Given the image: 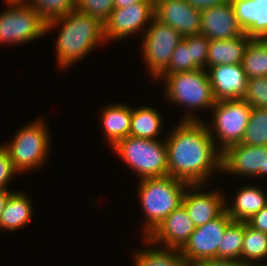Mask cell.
Wrapping results in <instances>:
<instances>
[{
  "label": "cell",
  "instance_id": "cell-1",
  "mask_svg": "<svg viewBox=\"0 0 267 266\" xmlns=\"http://www.w3.org/2000/svg\"><path fill=\"white\" fill-rule=\"evenodd\" d=\"M177 123L165 137L168 176L190 185H205L210 176L221 173L222 152L215 146L204 119Z\"/></svg>",
  "mask_w": 267,
  "mask_h": 266
},
{
  "label": "cell",
  "instance_id": "cell-2",
  "mask_svg": "<svg viewBox=\"0 0 267 266\" xmlns=\"http://www.w3.org/2000/svg\"><path fill=\"white\" fill-rule=\"evenodd\" d=\"M56 27L61 28L55 41L56 61L63 69L86 58L93 49L106 42L103 22L76 8L46 22V33L56 30Z\"/></svg>",
  "mask_w": 267,
  "mask_h": 266
},
{
  "label": "cell",
  "instance_id": "cell-3",
  "mask_svg": "<svg viewBox=\"0 0 267 266\" xmlns=\"http://www.w3.org/2000/svg\"><path fill=\"white\" fill-rule=\"evenodd\" d=\"M161 79L165 84L164 93L169 104L181 105L188 109L185 110L186 114L181 121H201L196 111H202L204 108L211 110L216 103L206 69L160 75L156 80Z\"/></svg>",
  "mask_w": 267,
  "mask_h": 266
},
{
  "label": "cell",
  "instance_id": "cell-4",
  "mask_svg": "<svg viewBox=\"0 0 267 266\" xmlns=\"http://www.w3.org/2000/svg\"><path fill=\"white\" fill-rule=\"evenodd\" d=\"M190 184L171 176L139 180L138 196L146 216L142 229L146 238L169 214L182 204Z\"/></svg>",
  "mask_w": 267,
  "mask_h": 266
},
{
  "label": "cell",
  "instance_id": "cell-5",
  "mask_svg": "<svg viewBox=\"0 0 267 266\" xmlns=\"http://www.w3.org/2000/svg\"><path fill=\"white\" fill-rule=\"evenodd\" d=\"M143 139L128 136L111 149L138 176V180L168 176L165 139Z\"/></svg>",
  "mask_w": 267,
  "mask_h": 266
},
{
  "label": "cell",
  "instance_id": "cell-6",
  "mask_svg": "<svg viewBox=\"0 0 267 266\" xmlns=\"http://www.w3.org/2000/svg\"><path fill=\"white\" fill-rule=\"evenodd\" d=\"M41 118L17 129L9 143H1L7 150L14 168L19 174L34 171L47 162L51 144L50 130Z\"/></svg>",
  "mask_w": 267,
  "mask_h": 266
},
{
  "label": "cell",
  "instance_id": "cell-7",
  "mask_svg": "<svg viewBox=\"0 0 267 266\" xmlns=\"http://www.w3.org/2000/svg\"><path fill=\"white\" fill-rule=\"evenodd\" d=\"M251 111L252 107L243 99L216 101L210 110L213 117L211 126L209 121L206 126L221 152L231 145L241 143Z\"/></svg>",
  "mask_w": 267,
  "mask_h": 266
},
{
  "label": "cell",
  "instance_id": "cell-8",
  "mask_svg": "<svg viewBox=\"0 0 267 266\" xmlns=\"http://www.w3.org/2000/svg\"><path fill=\"white\" fill-rule=\"evenodd\" d=\"M0 12V44L21 45L45 36L46 21L25 1L5 2Z\"/></svg>",
  "mask_w": 267,
  "mask_h": 266
},
{
  "label": "cell",
  "instance_id": "cell-9",
  "mask_svg": "<svg viewBox=\"0 0 267 266\" xmlns=\"http://www.w3.org/2000/svg\"><path fill=\"white\" fill-rule=\"evenodd\" d=\"M150 25V26H149ZM143 34L141 50L151 78L156 79L167 69L179 42L180 33L155 17Z\"/></svg>",
  "mask_w": 267,
  "mask_h": 266
},
{
  "label": "cell",
  "instance_id": "cell-10",
  "mask_svg": "<svg viewBox=\"0 0 267 266\" xmlns=\"http://www.w3.org/2000/svg\"><path fill=\"white\" fill-rule=\"evenodd\" d=\"M155 2H139L125 8H114L104 21V36L106 43L112 40H122L143 33L155 17ZM144 28V29H143Z\"/></svg>",
  "mask_w": 267,
  "mask_h": 266
},
{
  "label": "cell",
  "instance_id": "cell-11",
  "mask_svg": "<svg viewBox=\"0 0 267 266\" xmlns=\"http://www.w3.org/2000/svg\"><path fill=\"white\" fill-rule=\"evenodd\" d=\"M232 221L227 212L224 211L216 219L196 227L189 240L180 249L183 258L188 264L191 265L201 260L217 258L224 231Z\"/></svg>",
  "mask_w": 267,
  "mask_h": 266
},
{
  "label": "cell",
  "instance_id": "cell-12",
  "mask_svg": "<svg viewBox=\"0 0 267 266\" xmlns=\"http://www.w3.org/2000/svg\"><path fill=\"white\" fill-rule=\"evenodd\" d=\"M221 172L240 177L267 176V146L237 143L222 152Z\"/></svg>",
  "mask_w": 267,
  "mask_h": 266
},
{
  "label": "cell",
  "instance_id": "cell-13",
  "mask_svg": "<svg viewBox=\"0 0 267 266\" xmlns=\"http://www.w3.org/2000/svg\"><path fill=\"white\" fill-rule=\"evenodd\" d=\"M155 18L176 29L182 37L200 34L201 10L186 0H155Z\"/></svg>",
  "mask_w": 267,
  "mask_h": 266
},
{
  "label": "cell",
  "instance_id": "cell-14",
  "mask_svg": "<svg viewBox=\"0 0 267 266\" xmlns=\"http://www.w3.org/2000/svg\"><path fill=\"white\" fill-rule=\"evenodd\" d=\"M204 186L200 184L189 185L182 200V205L195 227L205 225L225 211L226 196L218 190L203 193L200 188Z\"/></svg>",
  "mask_w": 267,
  "mask_h": 266
},
{
  "label": "cell",
  "instance_id": "cell-15",
  "mask_svg": "<svg viewBox=\"0 0 267 266\" xmlns=\"http://www.w3.org/2000/svg\"><path fill=\"white\" fill-rule=\"evenodd\" d=\"M195 226L181 204L169 214L146 239L164 248L181 249L189 240Z\"/></svg>",
  "mask_w": 267,
  "mask_h": 266
},
{
  "label": "cell",
  "instance_id": "cell-16",
  "mask_svg": "<svg viewBox=\"0 0 267 266\" xmlns=\"http://www.w3.org/2000/svg\"><path fill=\"white\" fill-rule=\"evenodd\" d=\"M209 42L202 34L183 37L174 50L167 69L161 75L196 69L207 70Z\"/></svg>",
  "mask_w": 267,
  "mask_h": 266
},
{
  "label": "cell",
  "instance_id": "cell-17",
  "mask_svg": "<svg viewBox=\"0 0 267 266\" xmlns=\"http://www.w3.org/2000/svg\"><path fill=\"white\" fill-rule=\"evenodd\" d=\"M244 33L230 1L201 10L200 34L209 40L232 39Z\"/></svg>",
  "mask_w": 267,
  "mask_h": 266
},
{
  "label": "cell",
  "instance_id": "cell-18",
  "mask_svg": "<svg viewBox=\"0 0 267 266\" xmlns=\"http://www.w3.org/2000/svg\"><path fill=\"white\" fill-rule=\"evenodd\" d=\"M207 72L216 101L243 98L248 79L242 63L211 66Z\"/></svg>",
  "mask_w": 267,
  "mask_h": 266
},
{
  "label": "cell",
  "instance_id": "cell-19",
  "mask_svg": "<svg viewBox=\"0 0 267 266\" xmlns=\"http://www.w3.org/2000/svg\"><path fill=\"white\" fill-rule=\"evenodd\" d=\"M235 17L252 39H267V0H230Z\"/></svg>",
  "mask_w": 267,
  "mask_h": 266
},
{
  "label": "cell",
  "instance_id": "cell-20",
  "mask_svg": "<svg viewBox=\"0 0 267 266\" xmlns=\"http://www.w3.org/2000/svg\"><path fill=\"white\" fill-rule=\"evenodd\" d=\"M260 188L252 184L243 186L236 192L231 204L225 202V211L233 221L247 222L267 205V194Z\"/></svg>",
  "mask_w": 267,
  "mask_h": 266
},
{
  "label": "cell",
  "instance_id": "cell-21",
  "mask_svg": "<svg viewBox=\"0 0 267 266\" xmlns=\"http://www.w3.org/2000/svg\"><path fill=\"white\" fill-rule=\"evenodd\" d=\"M104 137L112 148L119 140L129 136L132 107L123 103H111L100 113Z\"/></svg>",
  "mask_w": 267,
  "mask_h": 266
},
{
  "label": "cell",
  "instance_id": "cell-22",
  "mask_svg": "<svg viewBox=\"0 0 267 266\" xmlns=\"http://www.w3.org/2000/svg\"><path fill=\"white\" fill-rule=\"evenodd\" d=\"M252 38L245 33L232 39L210 40L208 45L207 69L216 65L242 63L245 50Z\"/></svg>",
  "mask_w": 267,
  "mask_h": 266
},
{
  "label": "cell",
  "instance_id": "cell-23",
  "mask_svg": "<svg viewBox=\"0 0 267 266\" xmlns=\"http://www.w3.org/2000/svg\"><path fill=\"white\" fill-rule=\"evenodd\" d=\"M24 193L14 191L8 198L5 208L0 215V229L15 231L27 226L33 213V203Z\"/></svg>",
  "mask_w": 267,
  "mask_h": 266
},
{
  "label": "cell",
  "instance_id": "cell-24",
  "mask_svg": "<svg viewBox=\"0 0 267 266\" xmlns=\"http://www.w3.org/2000/svg\"><path fill=\"white\" fill-rule=\"evenodd\" d=\"M163 115L152 106L132 108L129 136L143 139H159L164 124Z\"/></svg>",
  "mask_w": 267,
  "mask_h": 266
},
{
  "label": "cell",
  "instance_id": "cell-25",
  "mask_svg": "<svg viewBox=\"0 0 267 266\" xmlns=\"http://www.w3.org/2000/svg\"><path fill=\"white\" fill-rule=\"evenodd\" d=\"M143 240H145V244H149L152 248H144L137 250L136 253L133 252L134 266H189L180 249L155 247L146 238Z\"/></svg>",
  "mask_w": 267,
  "mask_h": 266
},
{
  "label": "cell",
  "instance_id": "cell-26",
  "mask_svg": "<svg viewBox=\"0 0 267 266\" xmlns=\"http://www.w3.org/2000/svg\"><path fill=\"white\" fill-rule=\"evenodd\" d=\"M267 260V234L255 230L245 222L241 261L247 266H263Z\"/></svg>",
  "mask_w": 267,
  "mask_h": 266
},
{
  "label": "cell",
  "instance_id": "cell-27",
  "mask_svg": "<svg viewBox=\"0 0 267 266\" xmlns=\"http://www.w3.org/2000/svg\"><path fill=\"white\" fill-rule=\"evenodd\" d=\"M242 66L247 79L267 77V39H252L245 50Z\"/></svg>",
  "mask_w": 267,
  "mask_h": 266
},
{
  "label": "cell",
  "instance_id": "cell-28",
  "mask_svg": "<svg viewBox=\"0 0 267 266\" xmlns=\"http://www.w3.org/2000/svg\"><path fill=\"white\" fill-rule=\"evenodd\" d=\"M245 232V222L232 221L225 229L220 242L217 258L241 261V250Z\"/></svg>",
  "mask_w": 267,
  "mask_h": 266
},
{
  "label": "cell",
  "instance_id": "cell-29",
  "mask_svg": "<svg viewBox=\"0 0 267 266\" xmlns=\"http://www.w3.org/2000/svg\"><path fill=\"white\" fill-rule=\"evenodd\" d=\"M241 143L267 146V108H252Z\"/></svg>",
  "mask_w": 267,
  "mask_h": 266
},
{
  "label": "cell",
  "instance_id": "cell-30",
  "mask_svg": "<svg viewBox=\"0 0 267 266\" xmlns=\"http://www.w3.org/2000/svg\"><path fill=\"white\" fill-rule=\"evenodd\" d=\"M46 21L66 15L76 8V0H25Z\"/></svg>",
  "mask_w": 267,
  "mask_h": 266
},
{
  "label": "cell",
  "instance_id": "cell-31",
  "mask_svg": "<svg viewBox=\"0 0 267 266\" xmlns=\"http://www.w3.org/2000/svg\"><path fill=\"white\" fill-rule=\"evenodd\" d=\"M242 99L252 108H267V77L248 79Z\"/></svg>",
  "mask_w": 267,
  "mask_h": 266
},
{
  "label": "cell",
  "instance_id": "cell-32",
  "mask_svg": "<svg viewBox=\"0 0 267 266\" xmlns=\"http://www.w3.org/2000/svg\"><path fill=\"white\" fill-rule=\"evenodd\" d=\"M76 9L104 23L114 9V0H76Z\"/></svg>",
  "mask_w": 267,
  "mask_h": 266
},
{
  "label": "cell",
  "instance_id": "cell-33",
  "mask_svg": "<svg viewBox=\"0 0 267 266\" xmlns=\"http://www.w3.org/2000/svg\"><path fill=\"white\" fill-rule=\"evenodd\" d=\"M16 174L19 172L14 168L7 150L0 144V190H8V183Z\"/></svg>",
  "mask_w": 267,
  "mask_h": 266
},
{
  "label": "cell",
  "instance_id": "cell-34",
  "mask_svg": "<svg viewBox=\"0 0 267 266\" xmlns=\"http://www.w3.org/2000/svg\"><path fill=\"white\" fill-rule=\"evenodd\" d=\"M246 223L253 229L267 234V205L253 215Z\"/></svg>",
  "mask_w": 267,
  "mask_h": 266
},
{
  "label": "cell",
  "instance_id": "cell-35",
  "mask_svg": "<svg viewBox=\"0 0 267 266\" xmlns=\"http://www.w3.org/2000/svg\"><path fill=\"white\" fill-rule=\"evenodd\" d=\"M189 266H247V265L240 260L213 258V259L201 260Z\"/></svg>",
  "mask_w": 267,
  "mask_h": 266
},
{
  "label": "cell",
  "instance_id": "cell-36",
  "mask_svg": "<svg viewBox=\"0 0 267 266\" xmlns=\"http://www.w3.org/2000/svg\"><path fill=\"white\" fill-rule=\"evenodd\" d=\"M186 1L193 7L202 10L205 8L213 7L215 5H220L229 2L230 0H186Z\"/></svg>",
  "mask_w": 267,
  "mask_h": 266
},
{
  "label": "cell",
  "instance_id": "cell-37",
  "mask_svg": "<svg viewBox=\"0 0 267 266\" xmlns=\"http://www.w3.org/2000/svg\"><path fill=\"white\" fill-rule=\"evenodd\" d=\"M139 2H155V0H114V8H125Z\"/></svg>",
  "mask_w": 267,
  "mask_h": 266
},
{
  "label": "cell",
  "instance_id": "cell-38",
  "mask_svg": "<svg viewBox=\"0 0 267 266\" xmlns=\"http://www.w3.org/2000/svg\"><path fill=\"white\" fill-rule=\"evenodd\" d=\"M13 192L14 191H11V190H0V215L3 212V209L5 208V204L9 198V196Z\"/></svg>",
  "mask_w": 267,
  "mask_h": 266
},
{
  "label": "cell",
  "instance_id": "cell-39",
  "mask_svg": "<svg viewBox=\"0 0 267 266\" xmlns=\"http://www.w3.org/2000/svg\"><path fill=\"white\" fill-rule=\"evenodd\" d=\"M19 1H25V0H4V2H19Z\"/></svg>",
  "mask_w": 267,
  "mask_h": 266
}]
</instances>
